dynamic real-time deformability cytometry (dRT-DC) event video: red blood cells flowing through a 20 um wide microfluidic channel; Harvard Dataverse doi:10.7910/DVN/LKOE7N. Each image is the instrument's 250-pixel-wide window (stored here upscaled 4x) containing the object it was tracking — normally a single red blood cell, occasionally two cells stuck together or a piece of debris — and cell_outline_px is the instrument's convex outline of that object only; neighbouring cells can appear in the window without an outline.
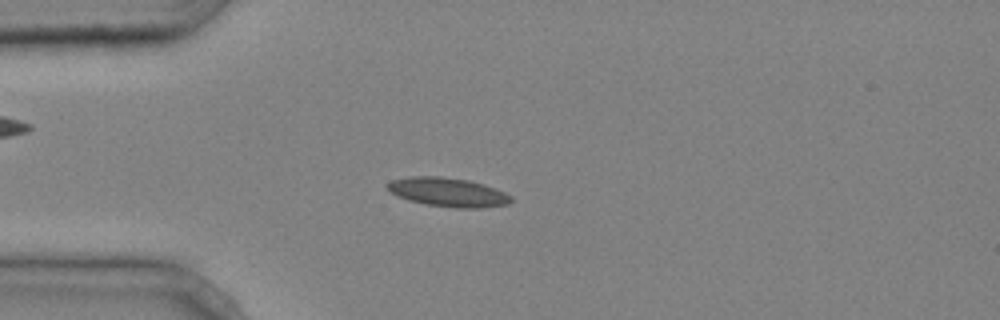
{"species": "common noctule bat (a hibernating species)", "species_latin": "Nyctalus noctula", "temperature_condition": "cold", "stored_images_in_passage": 38, "camera_frame_rate_fps": 3000, "um_per_image_px": 0.085, "animal": {"sex": "male", "body_mass_g": 20.4}, "frame": {"image": 1, "passage_image": 5, "time_ms": 1.333, "image_size_px": [1000, 320], "cell_outline_px": [[512, 200], [508, 204], [480, 208], [456, 208], [428, 204], [408, 200], [388, 192], [388, 184], [392, 180], [412, 176], [440, 176], [468, 180], [484, 184], [496, 188], [512, 196]], "centroid_in_image_um": [38.1, 16.33], "position_along_channel_um": 46.9, "area_um2": 20.81}}
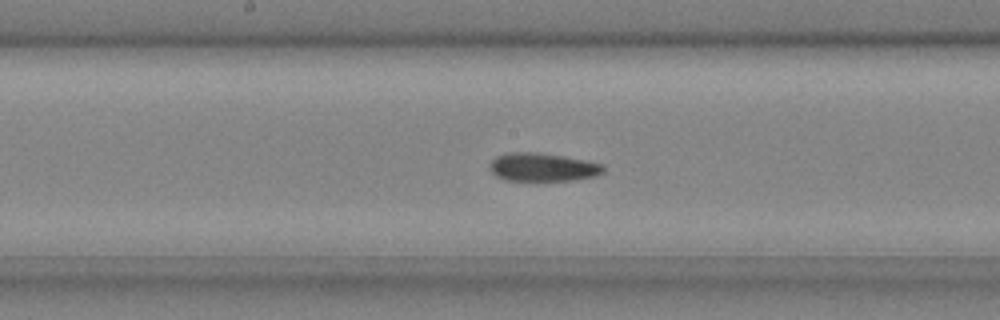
{"frame": {"image": 2, "passage_image": 17, "time_ms": 5.333, "image_size_px": [1000, 320], "cell_outline_px": [[604, 172], [596, 176], [572, 180], [504, 180], [496, 176], [488, 168], [488, 164], [496, 156], [508, 152], [536, 152], [564, 156], [604, 164]], "centroid_in_image_um": [46.1, 14.2], "position_along_channel_um": 202.1, "area_um2": 18.84}}
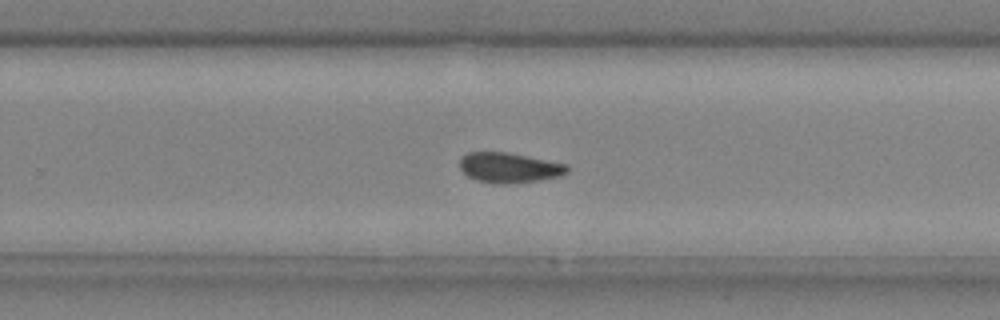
{"frame": {"image": 3, "passage_image": 23, "time_ms": 7.333, "image_size_px": [1000, 320], "cell_outline_px": [[568, 172], [560, 176], [536, 180], [508, 184], [496, 184], [476, 180], [468, 176], [460, 168], [460, 156], [468, 152], [508, 152], [568, 164]], "centroid_in_image_um": [43.26, 14.24], "position_along_channel_um": 286.5, "area_um2": 18.9}, "authors_computed_cell_mechanics": {"area_um2": 18.8428, "velocity_mm_per_s": 4.2289, "shape_relaxation_time_tau1_ms": null, "shape_relaxation_time_tau2_ms": 2.3749, "deformation_change_tau1": null, "deformation_change_tau2": 0.0714}}